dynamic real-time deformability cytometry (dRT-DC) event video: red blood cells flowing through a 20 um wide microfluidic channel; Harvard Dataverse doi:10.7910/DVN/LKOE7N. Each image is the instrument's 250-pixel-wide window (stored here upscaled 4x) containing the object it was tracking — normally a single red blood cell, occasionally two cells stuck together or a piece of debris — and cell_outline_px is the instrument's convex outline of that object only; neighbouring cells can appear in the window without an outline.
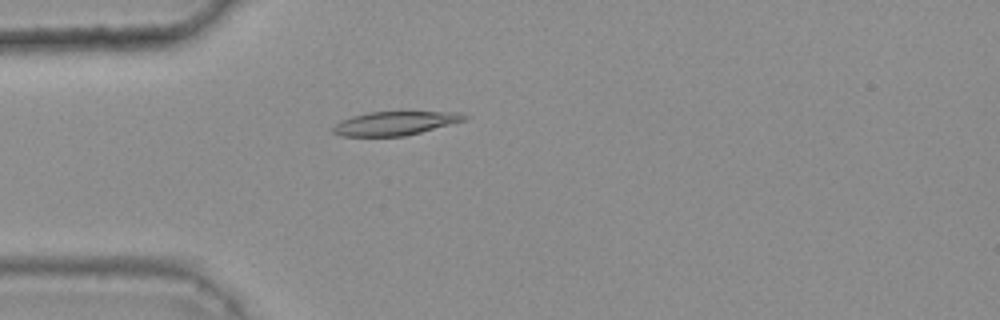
{"species": "common noctule bat (a hibernating species)", "species_latin": "Nyctalus noctula", "temperature_condition": "warm", "stored_images_in_passage": 41, "camera_frame_rate_fps": 3000, "um_per_image_px": 0.085, "animal": {"sex": "female", "body_mass_g": 25.1}, "frame": {"image": 1, "passage_image": 8, "time_ms": 2.333, "image_size_px": [1000, 320], "cell_outline_px": [[468, 120], [404, 136], [340, 136], [332, 132], [328, 128], [352, 116], [368, 112], [460, 112], [468, 116]], "centroid_in_image_um": [33.58, 10.48], "position_along_channel_um": 51.4, "area_um2": 18.21}}
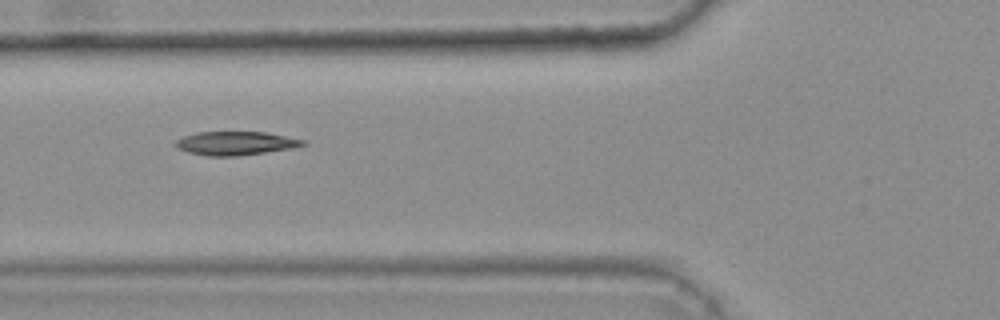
{"frame": {"image": 2, "passage_image": 13, "time_ms": 4.0, "image_size_px": [1000, 320], "cell_outline_px": [[308, 144], [292, 148], [236, 156], [208, 156], [188, 152], [176, 148], [172, 144], [176, 140], [184, 136], [196, 132], [264, 132], [304, 140]], "centroid_in_image_um": [19.96, 12.18], "position_along_channel_um": 105.8, "area_um2": 17.46}}
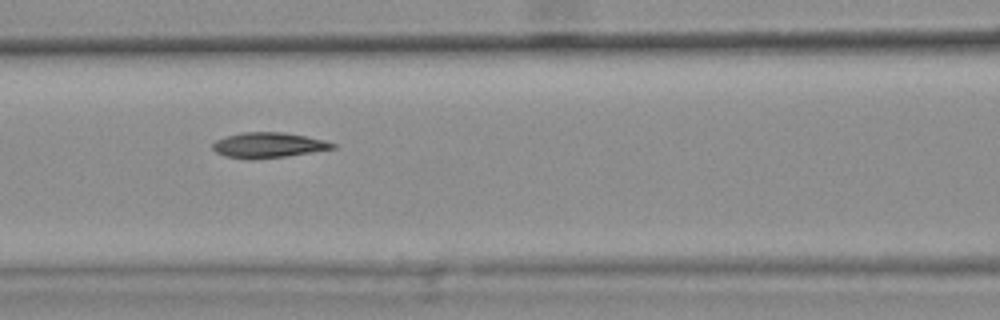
{"frame": {"image": 3, "passage_image": 16, "time_ms": 5.0, "image_size_px": [1000, 320], "cell_outline_px": [[336, 148], [284, 156], [248, 160], [224, 156], [216, 152], [212, 148], [212, 144], [216, 140], [228, 136], [244, 132], [284, 132], [324, 140], [336, 144]], "centroid_in_image_um": [22.77, 12.34], "position_along_channel_um": 143.8, "area_um2": 17.51}, "authors_computed_cell_mechanics": {"area_um2": 17.7446, "velocity_mm_per_s": 3.7931, "shape_relaxation_time_tau1_ms": 10.0949, "shape_relaxation_time_tau2_ms": 4.494, "deformation_change_tau1": 0.231, "deformation_change_tau2": 0.0954}}